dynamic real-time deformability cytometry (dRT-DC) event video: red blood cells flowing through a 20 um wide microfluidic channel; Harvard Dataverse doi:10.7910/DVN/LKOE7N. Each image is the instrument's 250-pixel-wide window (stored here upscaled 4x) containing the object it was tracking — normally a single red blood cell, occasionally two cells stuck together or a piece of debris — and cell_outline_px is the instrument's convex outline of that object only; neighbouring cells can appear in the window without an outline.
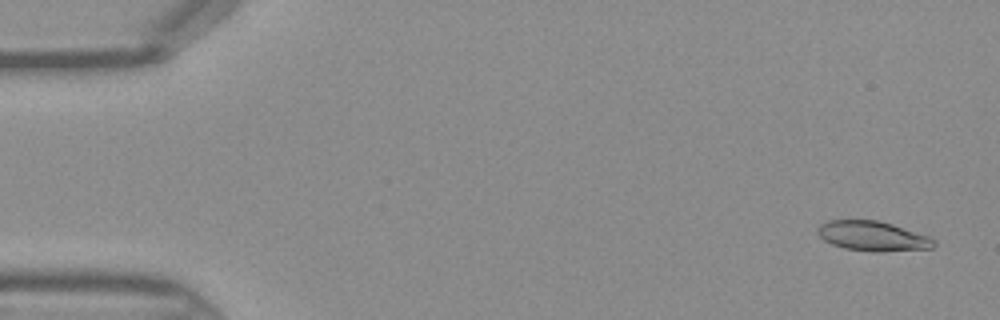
{"species": "Egyptian fruit bat (a non-hibernating species)", "species_latin": "Rousettus aegyptiacus", "temperature_condition": "warm", "stored_images_in_passage": 45, "camera_frame_rate_fps": 3000, "um_per_image_px": 0.085, "frame": {"image": 1, "passage_image": 2, "time_ms": 0.333, "image_size_px": [1000, 320], "cell_outline_px": [[936, 244], [932, 248], [880, 252], [872, 252], [844, 248], [832, 244], [824, 240], [820, 236], [816, 228], [820, 224], [828, 220], [876, 220], [892, 224], [928, 236], [936, 240]], "centroid_in_image_um": [74.17, 20.07], "position_along_channel_um": 10.8, "area_um2": 20.17}}
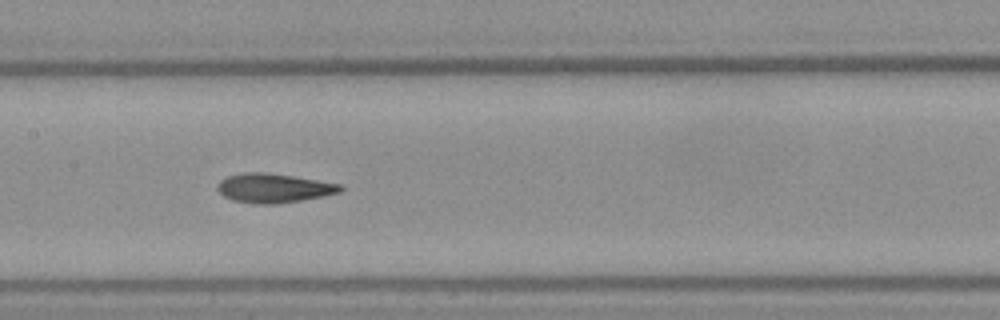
{"frame": {"image": 2, "passage_image": 22, "time_ms": 7.0, "image_size_px": [1000, 320], "cell_outline_px": [[344, 188], [340, 192], [324, 196], [276, 204], [256, 204], [232, 200], [224, 196], [216, 188], [216, 184], [220, 180], [228, 176], [244, 172], [268, 172], [344, 184]], "centroid_in_image_um": [23.28, 15.98], "position_along_channel_um": 184.1, "area_um2": 21.1}}
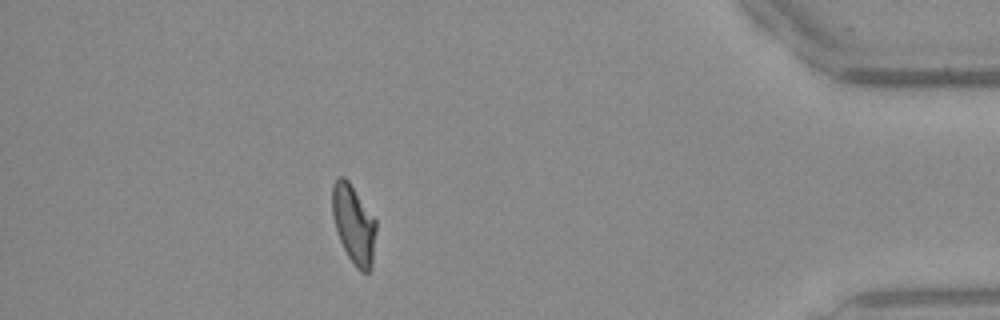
{"frame": {"image": 3, "passage_image": 40, "time_ms": 13.0, "image_size_px": [1000, 320], "cell_outline_px": [[376, 228], [372, 264], [368, 272], [360, 272], [356, 268], [348, 256], [340, 240], [332, 216], [332, 184], [340, 176], [344, 176], [348, 180], [376, 220]], "centroid_in_image_um": [30.06, 19.05], "position_along_channel_um": 405.1, "area_um2": 19.94}}